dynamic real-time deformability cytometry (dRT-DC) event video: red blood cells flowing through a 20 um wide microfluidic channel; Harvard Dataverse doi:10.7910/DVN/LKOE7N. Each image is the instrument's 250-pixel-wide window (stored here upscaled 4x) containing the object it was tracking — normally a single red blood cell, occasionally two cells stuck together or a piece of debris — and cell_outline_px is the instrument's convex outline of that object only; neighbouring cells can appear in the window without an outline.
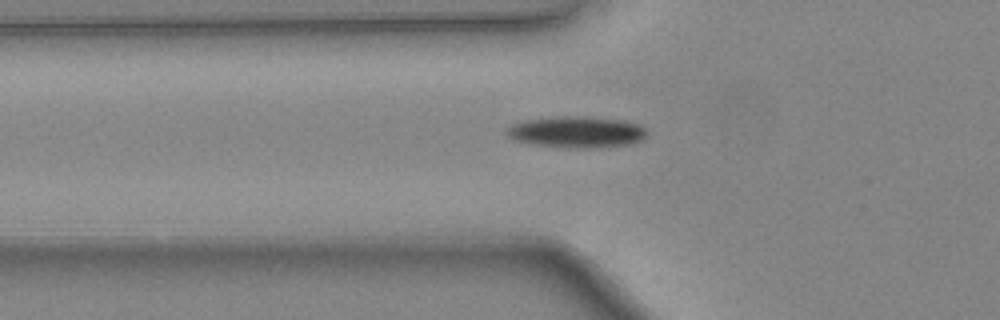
{"species": "common noctule bat (a hibernating species)", "species_latin": "Nyctalus noctula", "temperature_condition": "warm", "stored_images_in_passage": 29, "camera_frame_rate_fps": 3000, "um_per_image_px": 0.085, "animal": {"sex": "female", "body_mass_g": 24.6, "forearm_length_mm": 56.2}, "frame": {"image": 1, "passage_image": 4, "time_ms": 1.0, "image_size_px": [1000, 320], "cell_outline_px": [[648, 132], [640, 140], [632, 144], [600, 148], [568, 148], [532, 144], [512, 140], [504, 132], [504, 128], [508, 124], [524, 120], [556, 116], [584, 116], [624, 120], [636, 124], [644, 128]], "centroid_in_image_um": [48.93, 11.22], "position_along_channel_um": 76.9, "area_um2": 26.18}}
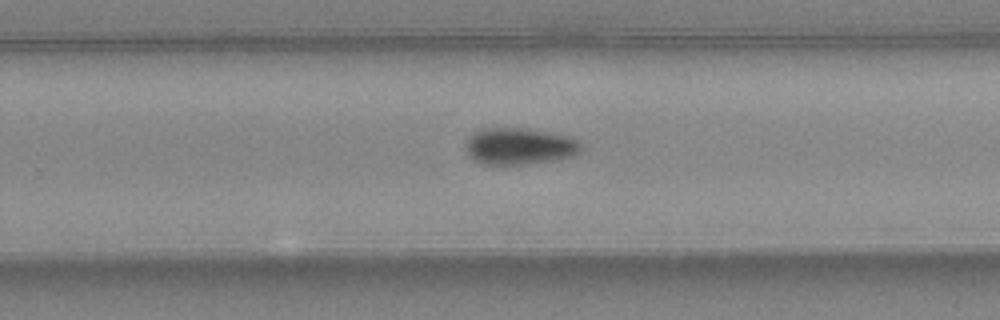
{"frame": {"image": 2, "passage_image": 18, "time_ms": 5.667, "image_size_px": [1000, 320], "cell_outline_px": [[584, 148], [580, 152], [572, 156], [560, 160], [528, 164], [484, 164], [476, 160], [468, 152], [468, 136], [472, 132], [480, 128], [528, 128], [560, 132], [576, 140]], "centroid_in_image_um": [44.24, 12.4], "position_along_channel_um": 285.6, "area_um2": 25.03}}
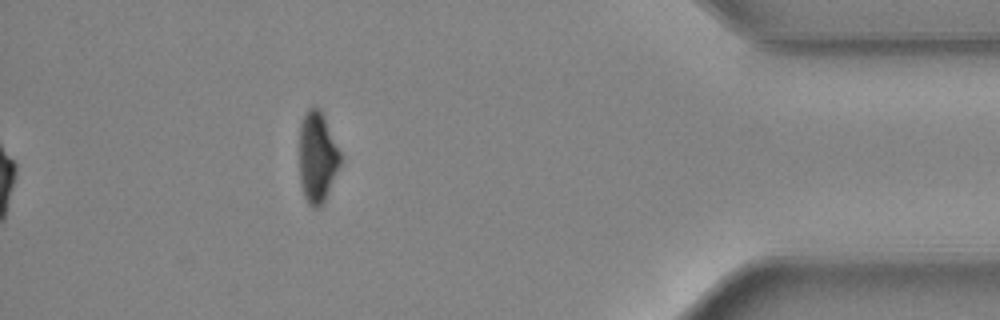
{"frame": {"image": 3, "passage_image": 29, "time_ms": 9.333, "image_size_px": [1000, 320], "cell_outline_px": [[340, 164], [324, 204], [316, 208], [312, 208], [308, 204], [304, 196], [300, 184], [300, 124], [308, 108], [316, 108], [320, 112], [340, 152]], "centroid_in_image_um": [26.95, 13.46], "position_along_channel_um": 408.3, "area_um2": 21.21}, "authors_computed_cell_mechanics": {"area_um2": 25.0274, "velocity_mm_per_s": 4.4888, "shape_relaxation_time_tau1_ms": 3.1284, "shape_relaxation_time_tau2_ms": null, "deformation_change_tau1": 0.1149, "deformation_change_tau2": null}}